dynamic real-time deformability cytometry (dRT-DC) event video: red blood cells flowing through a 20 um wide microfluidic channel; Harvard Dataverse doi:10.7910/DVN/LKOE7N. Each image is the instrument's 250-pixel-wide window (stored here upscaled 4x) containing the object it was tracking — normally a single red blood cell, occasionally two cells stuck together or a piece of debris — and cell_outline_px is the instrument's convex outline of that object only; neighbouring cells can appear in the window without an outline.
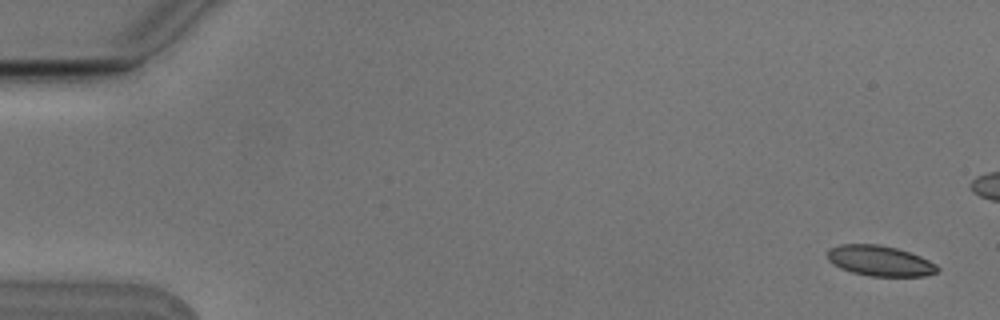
{"species": "Egyptian fruit bat (a non-hibernating species)", "species_latin": "Rousettus aegyptiacus", "temperature_condition": "cold", "stored_images_in_passage": 5, "camera_frame_rate_fps": 3000, "um_per_image_px": 0.085, "animal": {"sex": "male"}, "frame": {"image": 1, "passage_image": 1, "time_ms": 0.0, "image_size_px": [1000, 320], "cell_outline_px": [[940, 268], [936, 272], [924, 276], [868, 276], [852, 272], [840, 268], [832, 264], [828, 260], [828, 248], [840, 244], [880, 244], [896, 248], [920, 256], [936, 264]], "centroid_in_image_um": [74.76, 22.17], "position_along_channel_um": 10.2, "area_um2": 19.54}}